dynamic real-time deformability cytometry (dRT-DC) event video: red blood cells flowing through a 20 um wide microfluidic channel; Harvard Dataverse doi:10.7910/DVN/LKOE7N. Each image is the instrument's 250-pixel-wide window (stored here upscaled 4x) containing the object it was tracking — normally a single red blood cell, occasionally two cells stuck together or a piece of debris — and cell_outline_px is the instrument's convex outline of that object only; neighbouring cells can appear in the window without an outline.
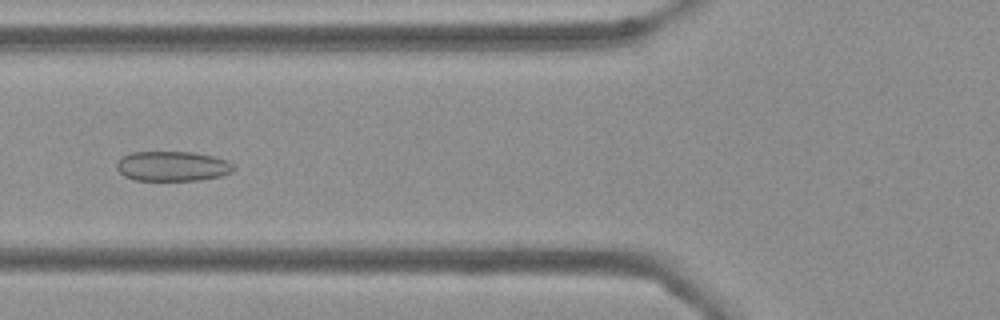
{"species": "Egyptian fruit bat (a non-hibernating species)", "species_latin": "Rousettus aegyptiacus", "temperature_condition": "cold", "stored_images_in_passage": 56, "camera_frame_rate_fps": 3000, "um_per_image_px": 0.085, "frame": {"image": 1, "passage_image": 21, "time_ms": 6.667, "image_size_px": [1000, 320], "cell_outline_px": [[236, 168], [232, 172], [220, 176], [200, 180], [136, 180], [124, 176], [116, 168], [116, 164], [120, 156], [132, 152], [192, 152], [212, 156], [228, 160], [236, 164]], "centroid_in_image_um": [14.67, 14.12], "position_along_channel_um": 111.1, "area_um2": 20.58}}
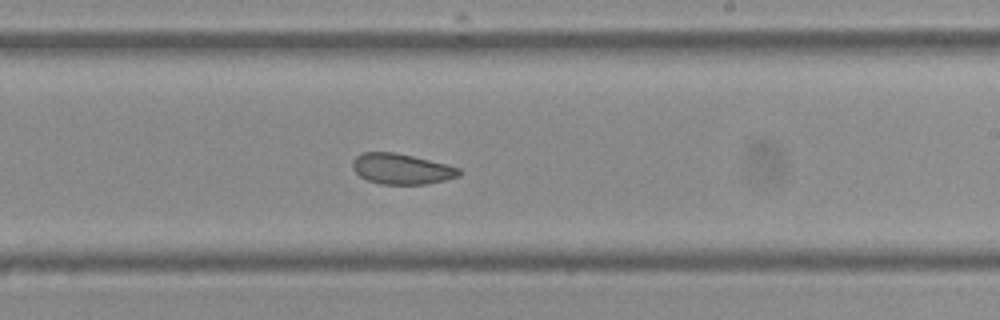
{"frame": {"image": 2, "passage_image": 33, "time_ms": 10.667, "image_size_px": [1000, 320], "cell_outline_px": [[460, 176], [428, 184], [380, 184], [368, 180], [360, 176], [352, 168], [352, 160], [356, 156], [364, 152], [396, 152], [448, 164], [460, 168]], "centroid_in_image_um": [34.13, 14.35], "position_along_channel_um": 254.9, "area_um2": 19.07}}
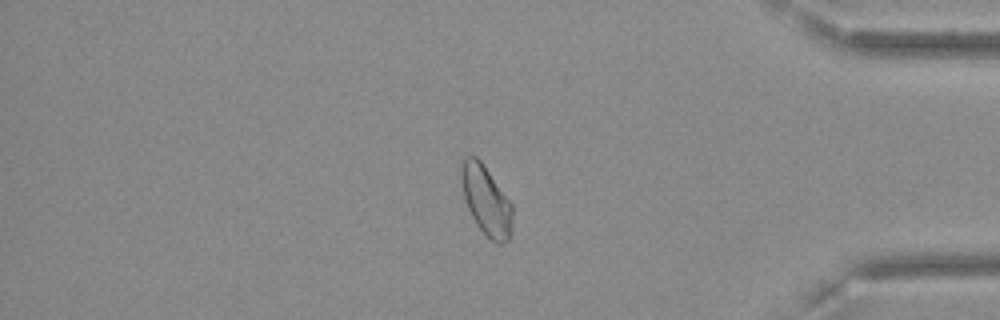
{"frame": {"image": 3, "passage_image": 47, "time_ms": 15.333, "image_size_px": [1000, 320], "cell_outline_px": [[512, 224], [508, 240], [500, 244], [496, 244], [476, 224], [468, 208], [464, 196], [460, 180], [460, 164], [468, 156], [476, 156], [480, 160], [512, 204]], "centroid_in_image_um": [41.31, 17.03], "position_along_channel_um": 393.9, "area_um2": 20.4}, "authors_computed_cell_mechanics": {"area_um2": 20.8369, "velocity_mm_per_s": 3.5862, "shape_relaxation_time_tau1_ms": null, "shape_relaxation_time_tau2_ms": 2.2812, "deformation_change_tau1": null, "deformation_change_tau2": 0.0737}}